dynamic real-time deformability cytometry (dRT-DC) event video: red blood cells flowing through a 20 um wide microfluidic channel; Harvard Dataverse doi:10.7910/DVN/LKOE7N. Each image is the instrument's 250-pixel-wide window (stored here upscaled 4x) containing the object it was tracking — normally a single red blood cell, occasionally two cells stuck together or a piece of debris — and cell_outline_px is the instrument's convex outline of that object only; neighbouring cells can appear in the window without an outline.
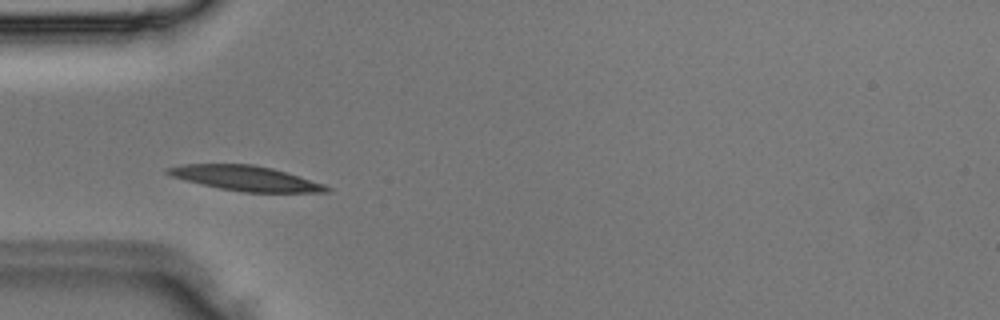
{"species": "Egyptian fruit bat (a non-hibernating species)", "species_latin": "Rousettus aegyptiacus", "temperature_condition": "room temperature", "stored_images_in_passage": 3, "camera_frame_rate_fps": 3000, "um_per_image_px": 0.085, "animal": {"sex": "male"}, "frame": {"image": 1, "passage_image": 2, "time_ms": 0.333, "image_size_px": [1000, 320], "cell_outline_px": [[332, 192], [244, 192], [220, 188], [184, 180], [172, 176], [164, 172], [164, 168], [184, 164], [252, 164], [272, 168], [324, 184], [332, 188]], "centroid_in_image_um": [20.86, 15.15], "position_along_channel_um": 64.1, "area_um2": 22.95}}